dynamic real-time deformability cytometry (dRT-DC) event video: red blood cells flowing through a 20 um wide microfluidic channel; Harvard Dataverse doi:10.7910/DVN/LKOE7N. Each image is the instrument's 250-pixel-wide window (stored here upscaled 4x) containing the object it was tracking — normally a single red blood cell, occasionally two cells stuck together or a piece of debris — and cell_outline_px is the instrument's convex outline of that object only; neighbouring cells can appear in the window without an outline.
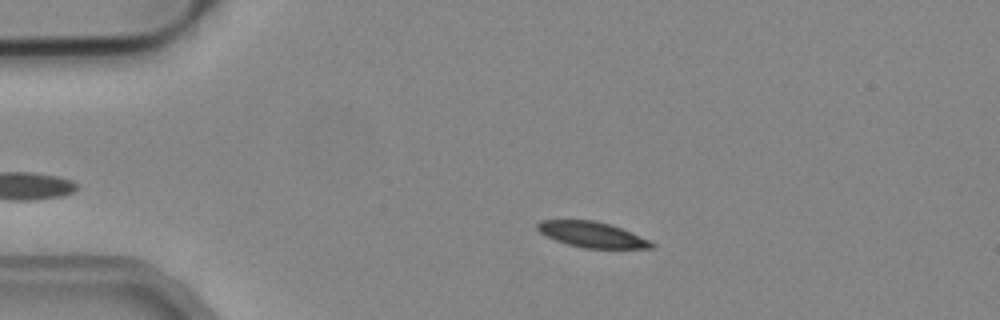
{"species": "common noctule bat (a hibernating species)", "species_latin": "Nyctalus noctula", "temperature_condition": "cold", "stored_images_in_passage": 47, "camera_frame_rate_fps": 3000, "um_per_image_px": 0.085, "animal": {"sex": "male", "body_mass_g": 19.2, "forearm_length_mm": 51.8}, "frame": {"image": 1, "passage_image": 11, "time_ms": 3.333, "image_size_px": [1000, 320], "cell_outline_px": [[656, 248], [584, 248], [568, 244], [556, 240], [540, 232], [536, 228], [536, 224], [540, 220], [596, 220], [632, 232], [656, 244]], "centroid_in_image_um": [50.32, 19.94], "position_along_channel_um": 34.7, "area_um2": 16.88}}
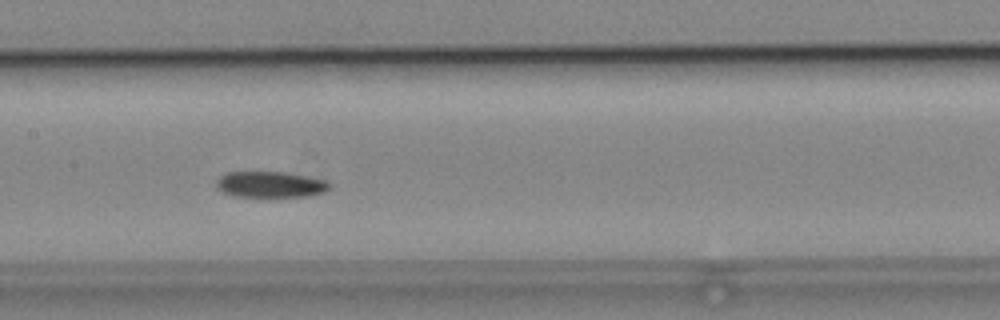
{"frame": {"image": 2, "passage_image": 26, "time_ms": 8.333, "image_size_px": [1000, 320], "cell_outline_px": [[332, 184], [324, 192], [308, 196], [236, 196], [224, 192], [216, 188], [216, 180], [220, 176], [228, 172], [284, 172], [328, 180]], "centroid_in_image_um": [22.99, 15.67], "position_along_channel_um": 184.4, "area_um2": 17.05}}
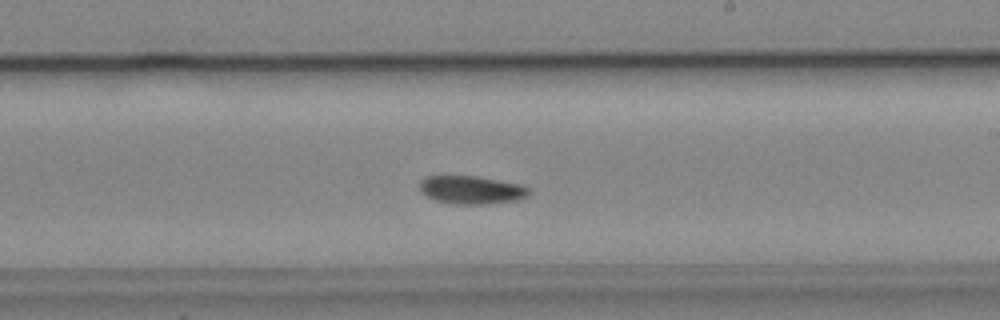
{"frame": {"image": 3, "passage_image": 31, "time_ms": 10.0, "image_size_px": [1000, 320], "cell_outline_px": [[532, 192], [528, 196], [516, 200], [488, 204], [456, 204], [432, 200], [420, 192], [420, 180], [424, 176], [476, 176], [520, 184], [528, 188]], "centroid_in_image_um": [40.04, 16.14], "position_along_channel_um": 249.0, "area_um2": 18.09}}